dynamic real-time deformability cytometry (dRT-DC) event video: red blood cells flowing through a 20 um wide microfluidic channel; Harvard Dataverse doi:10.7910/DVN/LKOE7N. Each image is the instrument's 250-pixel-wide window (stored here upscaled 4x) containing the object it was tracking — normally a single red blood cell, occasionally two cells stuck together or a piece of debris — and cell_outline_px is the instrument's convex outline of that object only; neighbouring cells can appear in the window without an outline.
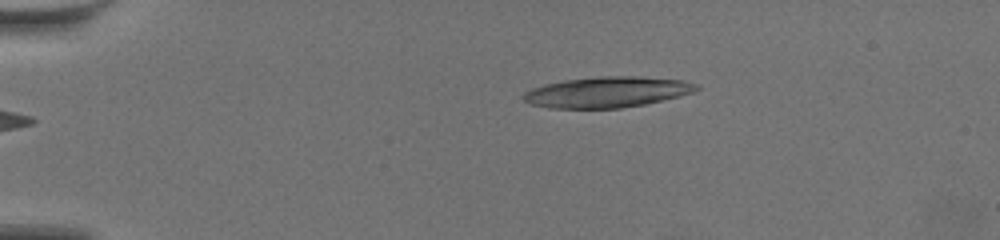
{"species": "common noctule bat (a hibernating species)", "species_latin": "Nyctalus noctula", "temperature_condition": "warm", "stored_images_in_passage": 47, "camera_frame_rate_fps": 3000, "um_per_image_px": 0.085, "animal": {"sex": "female", "body_mass_g": 19.5, "forearm_length_mm": 54.1}, "frame": {"image": 1, "passage_image": 1, "time_ms": 0.0, "image_size_px": [1000, 240], "cell_outline_px": [[700, 88], [692, 92], [680, 96], [644, 104], [620, 108], [548, 108], [532, 104], [524, 100], [524, 92], [532, 88], [544, 84], [564, 80], [600, 76], [636, 76], [680, 80], [696, 84]], "centroid_in_image_um": [51.58, 7.82], "position_along_channel_um": 33.4, "area_um2": 30.75}}
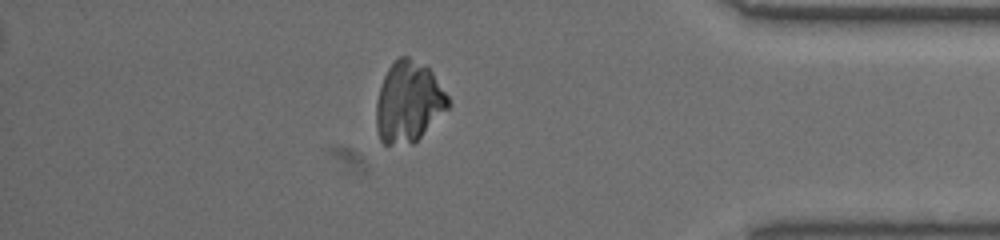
{"frame": {"image": 2, "passage_image": 40, "time_ms": 13.0, "image_size_px": [1000, 240], "cell_outline_px": [[452, 104], [412, 144], [384, 144], [380, 140], [376, 128], [376, 104], [380, 88], [384, 76], [388, 68], [400, 56], [408, 56], [428, 68], [432, 72], [448, 96]], "centroid_in_image_um": [34.72, 8.67], "position_along_channel_um": 400.5, "area_um2": 33.52}}